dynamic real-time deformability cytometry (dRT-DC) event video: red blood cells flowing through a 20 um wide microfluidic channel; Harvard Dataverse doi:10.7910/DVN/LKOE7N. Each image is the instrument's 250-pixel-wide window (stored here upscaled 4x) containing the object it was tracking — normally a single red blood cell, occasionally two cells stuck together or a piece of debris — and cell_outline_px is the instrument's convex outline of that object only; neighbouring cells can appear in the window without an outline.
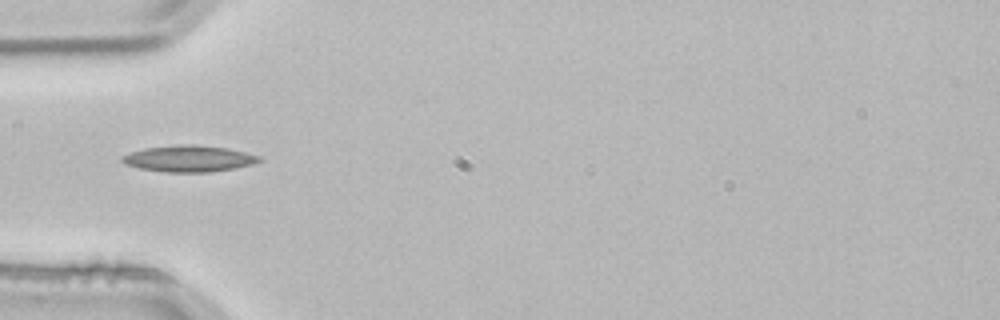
{"species": "common noctule bat (a hibernating species)", "species_latin": "Nyctalus noctula", "temperature_condition": "room temperature", "stored_images_in_passage": 1, "camera_frame_rate_fps": 3000, "um_per_image_px": 0.085, "animal": {"sex": "male", "body_mass_g": 21.5, "forearm_length_mm": 52.0}, "frame": {"image": 1, "passage_image": 1, "time_ms": 0.0, "image_size_px": [1000, 320], "cell_outline_px": [[264, 160], [252, 164], [236, 168], [212, 172], [164, 172], [140, 168], [124, 164], [120, 160], [120, 156], [144, 148], [180, 144], [196, 144], [228, 148], [260, 156]], "centroid_in_image_um": [16.06, 13.48], "position_along_channel_um": 68.9, "area_um2": 21.27}}